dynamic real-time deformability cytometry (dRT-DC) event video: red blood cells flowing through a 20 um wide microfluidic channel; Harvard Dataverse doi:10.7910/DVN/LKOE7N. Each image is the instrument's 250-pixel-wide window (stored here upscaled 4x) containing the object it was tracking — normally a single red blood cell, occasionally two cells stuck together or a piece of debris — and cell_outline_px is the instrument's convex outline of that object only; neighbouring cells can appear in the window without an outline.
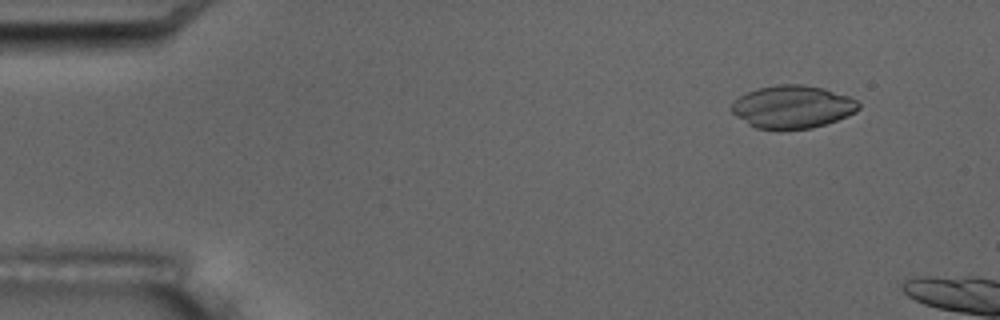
{"species": "common noctule bat (a hibernating species)", "species_latin": "Nyctalus noctula", "temperature_condition": "room temperature", "stored_images_in_passage": 7, "segment_of_instrument_passage": [2, 2], "camera_frame_rate_fps": 3000, "um_per_image_px": 0.085, "animal": {"sex": "male", "body_mass_g": 17.5, "forearm_length_mm": 52.3}, "frame": {"image": 1, "passage_image": 7, "time_ms": 7.0, "image_size_px": [1000, 320], "cell_outline_px": [[860, 108], [856, 112], [848, 116], [812, 128], [780, 132], [756, 128], [748, 124], [736, 116], [728, 108], [740, 96], [748, 92], [760, 88], [776, 84], [804, 84], [824, 88], [848, 96], [856, 100], [860, 104]], "centroid_in_image_um": [67.35, 9.11], "position_along_channel_um": 17.6, "area_um2": 32.25}}